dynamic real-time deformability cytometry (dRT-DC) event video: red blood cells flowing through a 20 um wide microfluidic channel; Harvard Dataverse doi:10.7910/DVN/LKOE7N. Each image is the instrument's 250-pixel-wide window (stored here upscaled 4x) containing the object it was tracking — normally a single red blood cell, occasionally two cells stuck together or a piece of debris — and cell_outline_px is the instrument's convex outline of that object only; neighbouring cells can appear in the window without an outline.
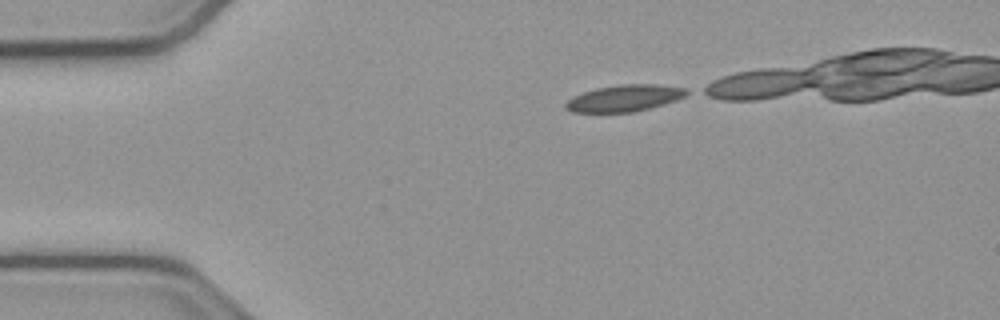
{"species": "common noctule bat (a hibernating species)", "species_latin": "Nyctalus noctula", "temperature_condition": "cold", "stored_images_in_passage": 33, "camera_frame_rate_fps": 3000, "um_per_image_px": 0.085, "animal": {"sex": "male", "body_mass_g": 23.1, "forearm_length_mm": 52.7}, "frame": {"image": 1, "passage_image": 1, "time_ms": 0.0, "image_size_px": [1000, 320], "cell_outline_px": [[692, 92], [676, 100], [664, 104], [632, 112], [572, 112], [564, 108], [564, 104], [572, 96], [596, 88], [620, 84], [660, 84], [688, 88]], "centroid_in_image_um": [53.1, 8.33], "position_along_channel_um": 31.9, "area_um2": 18.9}}
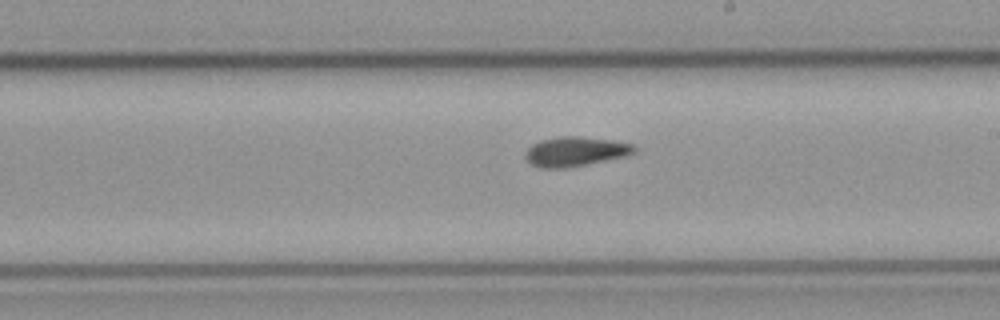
{"frame": {"image": 2, "passage_image": 21, "time_ms": 6.667, "image_size_px": [1000, 320], "cell_outline_px": [[636, 152], [624, 156], [564, 168], [540, 168], [532, 164], [524, 156], [524, 152], [532, 144], [540, 140], [560, 136], [580, 136], [612, 140], [632, 144], [636, 148]], "centroid_in_image_um": [48.86, 12.86], "position_along_channel_um": 240.1, "area_um2": 18.55}}
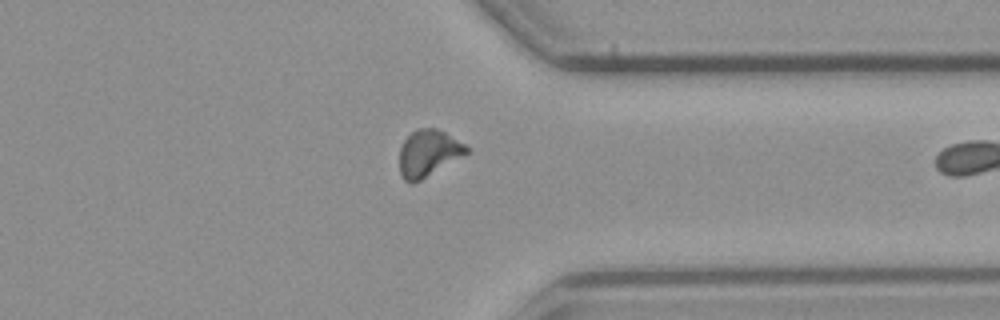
{"frame": {"image": 3, "passage_image": 32, "time_ms": 10.333, "image_size_px": [1000, 320], "cell_outline_px": [[472, 152], [420, 180], [412, 184], [404, 180], [400, 172], [400, 148], [404, 140], [416, 128], [436, 128], [444, 132], [472, 148]], "centroid_in_image_um": [36.45, 13.02], "position_along_channel_um": 374.9, "area_um2": 18.38}}